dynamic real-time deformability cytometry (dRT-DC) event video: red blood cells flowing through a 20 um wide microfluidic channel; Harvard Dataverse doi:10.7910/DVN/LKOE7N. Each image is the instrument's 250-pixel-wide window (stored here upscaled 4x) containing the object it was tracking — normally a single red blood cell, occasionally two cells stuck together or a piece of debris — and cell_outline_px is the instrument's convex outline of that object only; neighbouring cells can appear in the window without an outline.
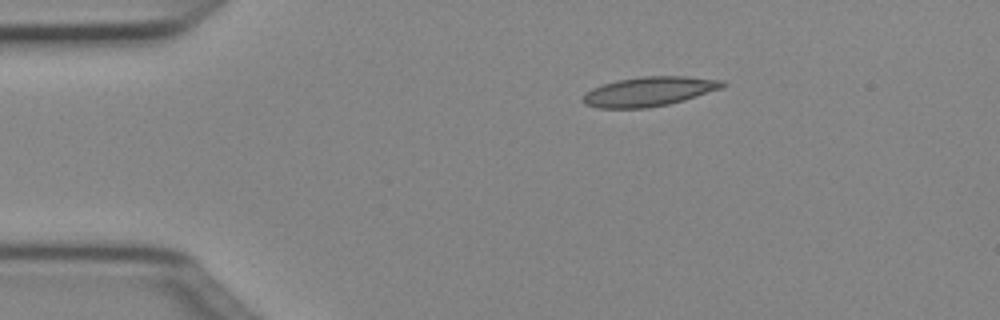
{"species": "Egyptian fruit bat (a non-hibernating species)", "species_latin": "Rousettus aegyptiacus", "temperature_condition": "cold", "stored_images_in_passage": 42, "camera_frame_rate_fps": 3000, "um_per_image_px": 0.085, "animal": {"sex": "female"}, "frame": {"image": 1, "passage_image": 1, "time_ms": 0.0, "image_size_px": [1000, 320], "cell_outline_px": [[728, 84], [724, 88], [684, 100], [668, 104], [648, 108], [596, 108], [584, 104], [580, 100], [592, 88], [600, 84], [640, 76], [688, 76], [724, 80]], "centroid_in_image_um": [55.21, 7.77], "position_along_channel_um": 29.8, "area_um2": 24.22}}
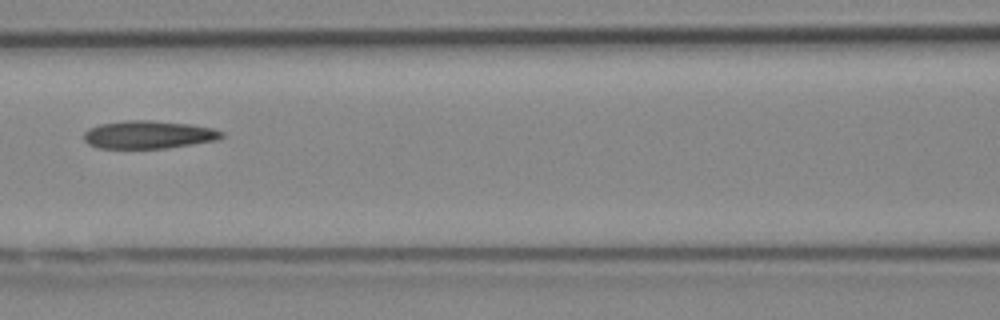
{"frame": {"image": 2, "passage_image": 14, "time_ms": 4.333, "image_size_px": [1000, 320], "cell_outline_px": [[224, 136], [220, 140], [168, 148], [96, 148], [88, 144], [84, 140], [84, 132], [88, 128], [100, 124], [124, 120], [152, 120], [188, 124], [212, 128], [224, 132]], "centroid_in_image_um": [12.63, 11.45], "position_along_channel_um": 154.0, "area_um2": 22.66}}
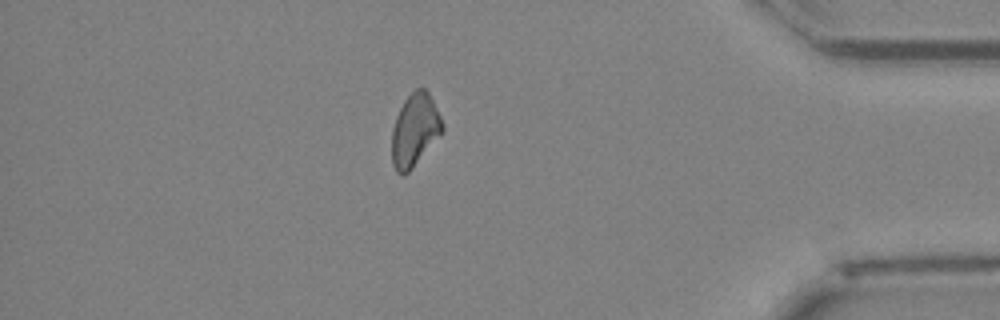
{"frame": {"image": 3, "passage_image": 35, "time_ms": 11.333, "image_size_px": [1000, 320], "cell_outline_px": [[444, 132], [412, 168], [404, 176], [400, 176], [396, 172], [392, 164], [392, 128], [396, 116], [404, 100], [416, 88], [424, 88], [428, 92], [444, 124]], "centroid_in_image_um": [35.25, 11.09], "position_along_channel_um": 399.9, "area_um2": 21.5}}